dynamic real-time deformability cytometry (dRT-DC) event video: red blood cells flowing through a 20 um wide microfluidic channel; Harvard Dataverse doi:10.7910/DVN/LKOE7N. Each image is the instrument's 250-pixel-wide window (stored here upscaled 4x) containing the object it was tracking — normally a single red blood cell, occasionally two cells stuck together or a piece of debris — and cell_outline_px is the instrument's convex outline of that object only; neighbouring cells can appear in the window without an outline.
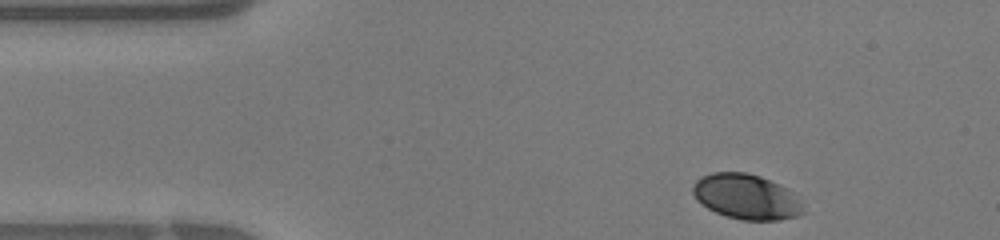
{"species": "human", "species_latin": "Homo sapiens", "temperature_condition": "warm", "stored_images_in_passage": 35, "camera_frame_rate_fps": 3000, "um_per_image_px": 0.085, "donor": {"sex": "female"}, "frame": {"image": 1, "passage_image": 1, "time_ms": 0.0, "image_size_px": [1000, 240], "cell_outline_px": [[804, 212], [800, 216], [780, 220], [740, 220], [716, 212], [700, 204], [696, 200], [692, 192], [692, 184], [700, 176], [712, 172], [744, 172], [760, 176], [780, 184], [788, 188], [792, 192], [800, 204]], "centroid_in_image_um": [63.4, 16.72], "position_along_channel_um": 21.6, "area_um2": 29.19}}
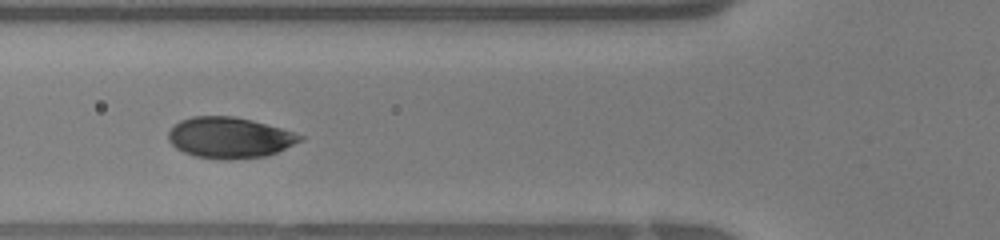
{"frame": {"image": 2, "passage_image": 10, "time_ms": 3.0, "image_size_px": [1000, 240], "cell_outline_px": [[304, 140], [268, 156], [228, 160], [224, 160], [196, 156], [184, 152], [176, 148], [168, 140], [168, 132], [180, 120], [192, 116], [236, 116], [252, 120], [280, 128], [304, 136]], "centroid_in_image_um": [19.52, 11.7], "position_along_channel_um": 106.3, "area_um2": 31.44}}
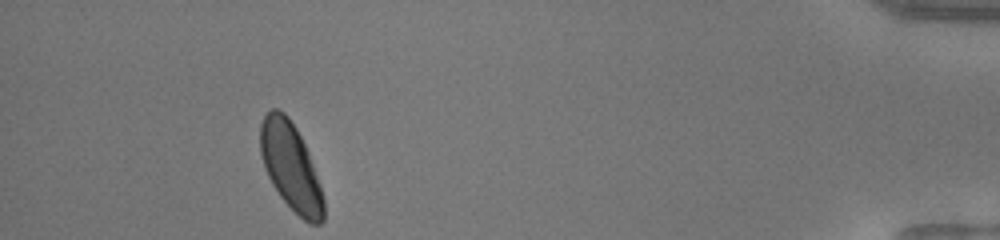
{"frame": {"image": 3, "passage_image": 32, "time_ms": 10.333, "image_size_px": [1000, 240], "cell_outline_px": [[324, 220], [320, 224], [308, 224], [280, 196], [272, 184], [264, 168], [260, 152], [260, 124], [264, 116], [272, 108], [276, 108], [284, 112], [288, 116], [296, 128], [308, 152], [320, 184], [324, 200]], "centroid_in_image_um": [24.71, 14.16], "position_along_channel_um": 410.5, "area_um2": 32.08}}